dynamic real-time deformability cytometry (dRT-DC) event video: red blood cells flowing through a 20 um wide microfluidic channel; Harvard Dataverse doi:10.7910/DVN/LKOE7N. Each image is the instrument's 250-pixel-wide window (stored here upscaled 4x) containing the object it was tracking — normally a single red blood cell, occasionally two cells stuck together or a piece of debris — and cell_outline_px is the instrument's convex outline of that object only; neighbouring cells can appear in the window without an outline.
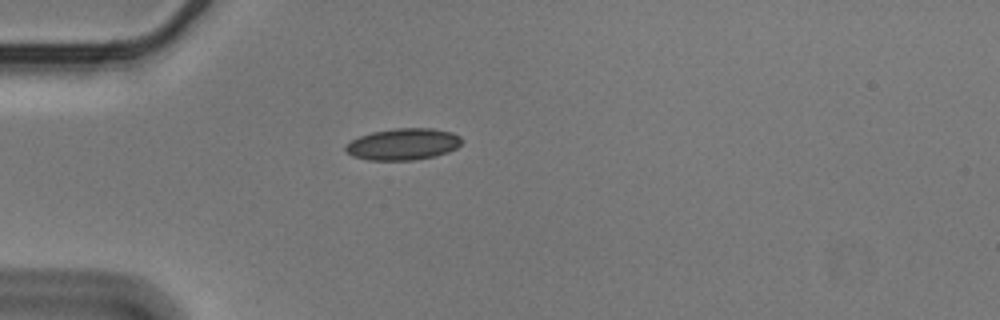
{"species": "Egyptian fruit bat (a non-hibernating species)", "species_latin": "Rousettus aegyptiacus", "temperature_condition": "cold", "stored_images_in_passage": 41, "camera_frame_rate_fps": 3000, "um_per_image_px": 0.085, "animal": {"sex": "male"}, "frame": {"image": 1, "passage_image": 1, "time_ms": 0.0, "image_size_px": [1000, 320], "cell_outline_px": [[464, 140], [456, 148], [448, 152], [436, 156], [412, 160], [368, 160], [352, 156], [344, 148], [352, 140], [360, 136], [372, 132], [396, 128], [432, 128], [452, 132], [460, 136]], "centroid_in_image_um": [34.3, 12.25], "position_along_channel_um": 50.7, "area_um2": 21.39}}
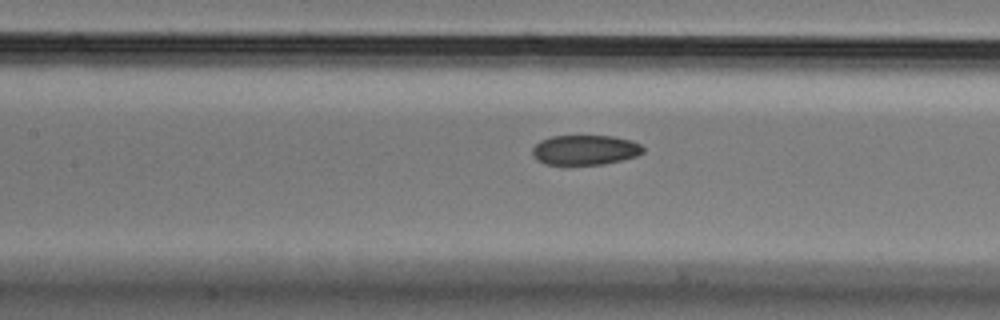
{"frame": {"image": 2, "passage_image": 11, "time_ms": 3.333, "image_size_px": [1000, 320], "cell_outline_px": [[644, 152], [636, 156], [604, 164], [564, 168], [544, 164], [536, 160], [532, 156], [532, 148], [540, 140], [552, 136], [612, 136], [632, 140], [640, 144], [644, 148]], "centroid_in_image_um": [49.66, 12.8], "position_along_channel_um": 157.7, "area_um2": 20.17}}
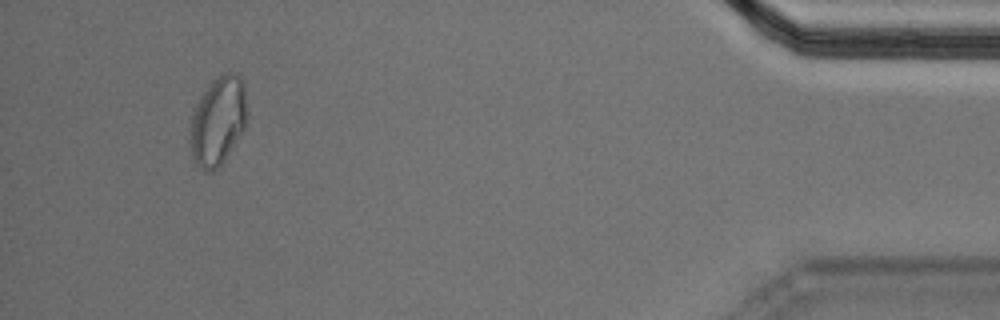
{"frame": {"image": 3, "passage_image": 38, "time_ms": 12.333, "image_size_px": [1000, 320], "cell_outline_px": [[248, 120], [244, 128], [224, 160], [212, 172], [204, 172], [196, 164], [192, 156], [188, 140], [192, 112], [196, 104], [212, 80], [216, 76], [224, 72], [232, 72], [240, 76], [244, 84]], "centroid_in_image_um": [18.51, 10.27], "position_along_channel_um": 416.7, "area_um2": 29.71}, "authors_computed_cell_mechanics": {"area_um2": 21.0392, "velocity_mm_per_s": 3.5718, "shape_relaxation_time_tau1_ms": null, "shape_relaxation_time_tau2_ms": 2.6877, "deformation_change_tau1": null, "deformation_change_tau2": 0.0661}}